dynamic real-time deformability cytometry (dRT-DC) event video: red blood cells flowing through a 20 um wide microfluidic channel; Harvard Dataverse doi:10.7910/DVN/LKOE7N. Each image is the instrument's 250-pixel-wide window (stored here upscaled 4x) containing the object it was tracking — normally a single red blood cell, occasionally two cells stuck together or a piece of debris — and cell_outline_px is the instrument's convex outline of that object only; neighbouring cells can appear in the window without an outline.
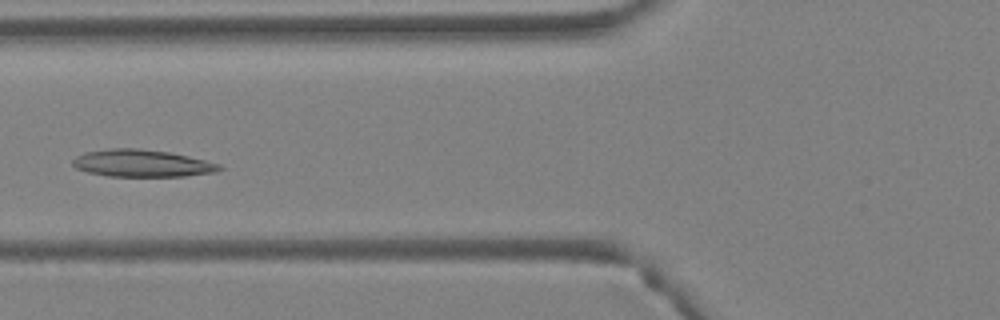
{"species": "Egyptian fruit bat (a non-hibernating species)", "species_latin": "Rousettus aegyptiacus", "temperature_condition": "warm", "stored_images_in_passage": 5, "camera_frame_rate_fps": 3000, "um_per_image_px": 0.085, "animal": {"sex": "female"}, "frame": {"image": 1, "passage_image": 5, "time_ms": 1.333, "image_size_px": [1000, 320], "cell_outline_px": [[224, 168], [220, 172], [184, 176], [108, 176], [88, 172], [76, 168], [72, 164], [72, 160], [76, 156], [84, 152], [108, 148], [136, 148], [168, 152], [188, 156], [220, 164]], "centroid_in_image_um": [12.08, 13.88], "position_along_channel_um": 113.7, "area_um2": 23.35}}